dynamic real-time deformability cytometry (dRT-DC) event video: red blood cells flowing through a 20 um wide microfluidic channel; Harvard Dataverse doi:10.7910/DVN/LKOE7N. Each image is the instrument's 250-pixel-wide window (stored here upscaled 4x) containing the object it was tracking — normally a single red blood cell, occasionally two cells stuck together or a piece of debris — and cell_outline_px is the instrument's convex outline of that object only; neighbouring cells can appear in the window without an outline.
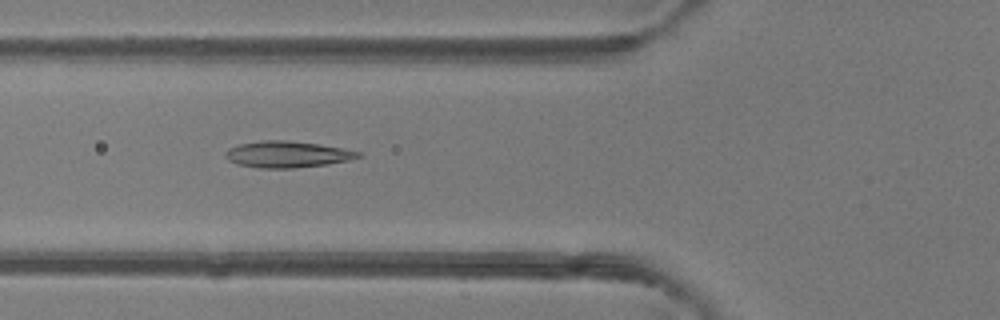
{"species": "common noctule bat (a hibernating species)", "species_latin": "Nyctalus noctula", "temperature_condition": "room temperature", "stored_images_in_passage": 37, "camera_frame_rate_fps": 3000, "um_per_image_px": 0.085, "animal": {"sex": "female"}, "frame": {"image": 1, "passage_image": 7, "time_ms": 2.0, "image_size_px": [1000, 320], "cell_outline_px": [[364, 156], [348, 160], [328, 164], [296, 168], [260, 168], [240, 164], [228, 160], [224, 156], [224, 152], [228, 148], [240, 144], [264, 140], [288, 140], [320, 144], [360, 152]], "centroid_in_image_um": [24.41, 13.12], "position_along_channel_um": 101.4, "area_um2": 20.4}}
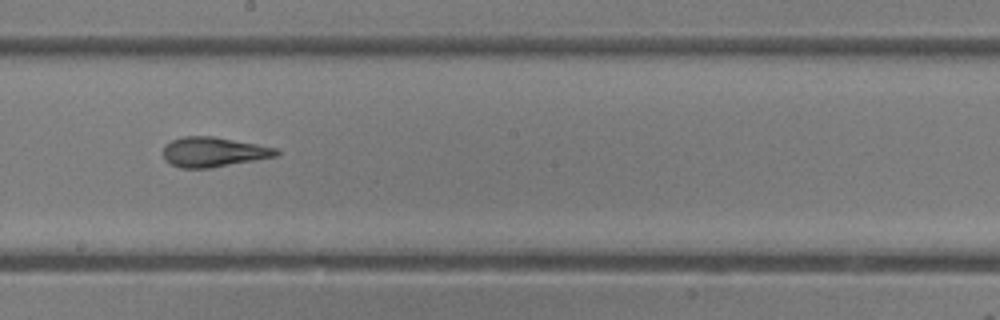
{"frame": {"image": 2, "passage_image": 16, "time_ms": 5.0, "image_size_px": [1000, 320], "cell_outline_px": [[280, 152], [276, 156], [208, 168], [180, 168], [164, 160], [164, 144], [172, 140], [184, 136], [212, 136], [256, 144], [276, 148]], "centroid_in_image_um": [18.1, 12.91], "position_along_channel_um": 230.1, "area_um2": 19.36}}
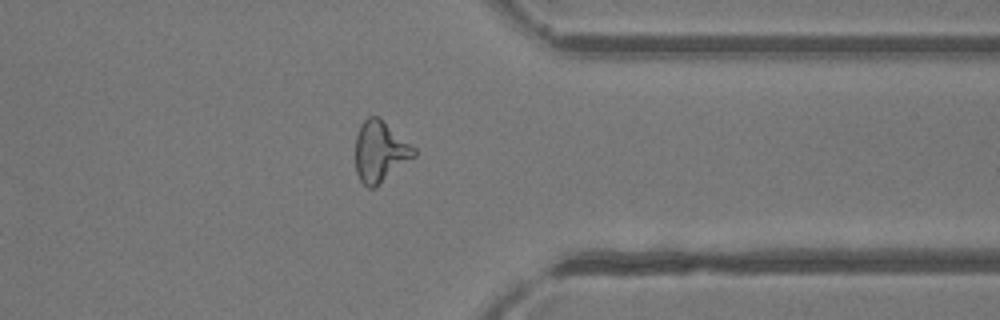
{"frame": {"image": 3, "passage_image": 27, "time_ms": 8.667, "image_size_px": [1000, 320], "cell_outline_px": [[416, 156], [372, 188], [368, 188], [360, 180], [356, 172], [356, 136], [360, 124], [368, 116], [376, 116], [416, 148]], "centroid_in_image_um": [32.29, 12.88], "position_along_channel_um": 379.1, "area_um2": 20.29}, "authors_computed_cell_mechanics": {"area_um2": 19.8832, "velocity_mm_per_s": 4.2732, "shape_relaxation_time_tau1_ms": 5.4465, "shape_relaxation_time_tau2_ms": 1.9701, "deformation_change_tau1": 0.1987, "deformation_change_tau2": 0.1102}}